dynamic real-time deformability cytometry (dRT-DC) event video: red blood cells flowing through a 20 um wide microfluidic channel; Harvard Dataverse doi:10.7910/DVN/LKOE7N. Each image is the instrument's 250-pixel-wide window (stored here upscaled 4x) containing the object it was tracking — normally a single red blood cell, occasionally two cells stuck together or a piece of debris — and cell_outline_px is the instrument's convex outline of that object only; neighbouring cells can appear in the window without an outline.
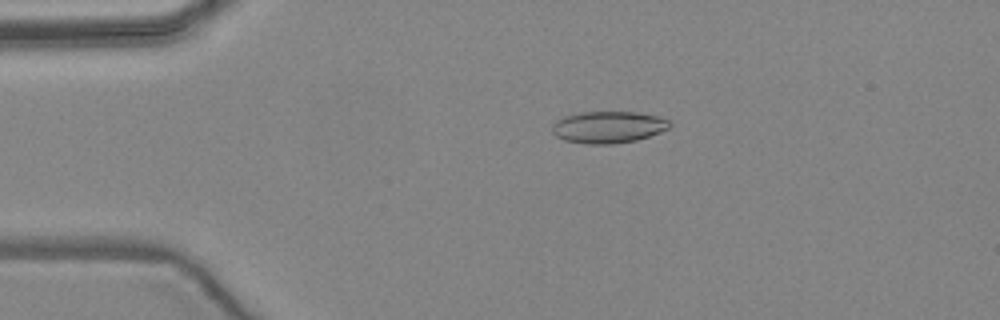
{"species": "common noctule bat (a hibernating species)", "species_latin": "Nyctalus noctula", "temperature_condition": "warm", "stored_images_in_passage": 4, "camera_frame_rate_fps": 3000, "um_per_image_px": 0.085, "animal": {"sex": "female", "body_mass_g": 24.6, "forearm_length_mm": 56.2}, "frame": {"image": 1, "passage_image": 3, "time_ms": 3.0, "image_size_px": [1000, 320], "cell_outline_px": [[672, 124], [668, 128], [660, 132], [636, 140], [612, 144], [588, 144], [564, 140], [556, 136], [552, 132], [552, 124], [556, 120], [564, 116], [580, 112], [636, 112], [656, 116], [668, 120]], "centroid_in_image_um": [51.66, 10.8], "position_along_channel_um": 33.3, "area_um2": 21.73}}